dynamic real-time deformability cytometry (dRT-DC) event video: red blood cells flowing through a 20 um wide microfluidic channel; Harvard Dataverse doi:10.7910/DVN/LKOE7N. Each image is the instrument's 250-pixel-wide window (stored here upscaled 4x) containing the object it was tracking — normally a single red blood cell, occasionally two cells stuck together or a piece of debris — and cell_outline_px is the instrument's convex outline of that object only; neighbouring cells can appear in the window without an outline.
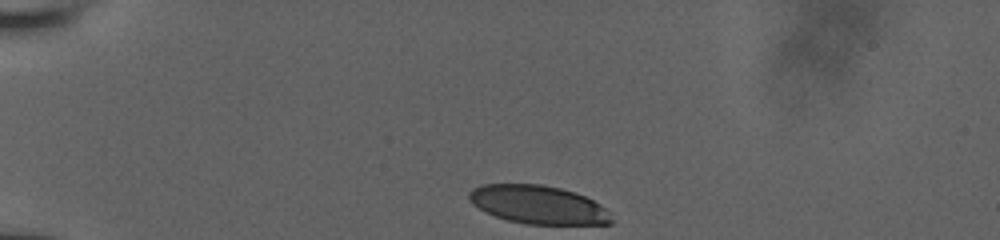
{"species": "human", "species_latin": "Homo sapiens", "temperature_condition": "room temperature", "stored_images_in_passage": 39, "camera_frame_rate_fps": 3000, "um_per_image_px": 0.085, "donor": {"sex": "male"}, "frame": {"image": 1, "passage_image": 1, "time_ms": 0.0, "image_size_px": [1000, 240], "cell_outline_px": [[612, 224], [524, 224], [508, 220], [484, 212], [472, 204], [468, 200], [468, 192], [472, 188], [480, 184], [540, 184], [560, 188], [576, 192], [600, 204], [604, 208], [612, 220]], "centroid_in_image_um": [45.68, 17.39], "position_along_channel_um": 39.3, "area_um2": 31.91}}
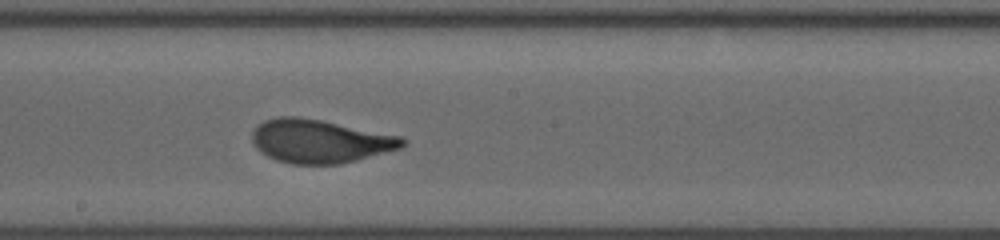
{"frame": {"image": 2, "passage_image": 24, "time_ms": 6.0, "image_size_px": [1000, 240], "cell_outline_px": [[408, 140], [400, 148], [356, 160], [340, 164], [292, 164], [276, 160], [260, 152], [252, 144], [252, 132], [256, 124], [264, 120], [276, 116], [296, 116], [320, 120], [400, 136]], "centroid_in_image_um": [27.12, 12.0], "position_along_channel_um": 221.1, "area_um2": 38.03}}
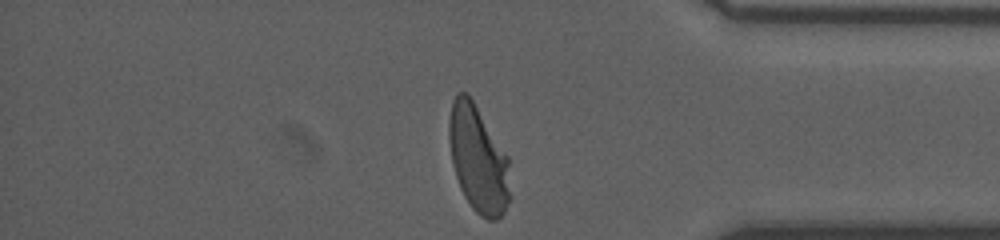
{"frame": {"image": 3, "passage_image": 39, "time_ms": 10.667, "image_size_px": [1000, 240], "cell_outline_px": [[512, 196], [504, 212], [496, 220], [488, 220], [480, 216], [472, 208], [464, 196], [460, 188], [452, 164], [448, 136], [448, 120], [452, 100], [456, 92], [468, 92], [508, 156]], "centroid_in_image_um": [40.65, 13.52], "position_along_channel_um": 394.6, "area_um2": 38.73}}